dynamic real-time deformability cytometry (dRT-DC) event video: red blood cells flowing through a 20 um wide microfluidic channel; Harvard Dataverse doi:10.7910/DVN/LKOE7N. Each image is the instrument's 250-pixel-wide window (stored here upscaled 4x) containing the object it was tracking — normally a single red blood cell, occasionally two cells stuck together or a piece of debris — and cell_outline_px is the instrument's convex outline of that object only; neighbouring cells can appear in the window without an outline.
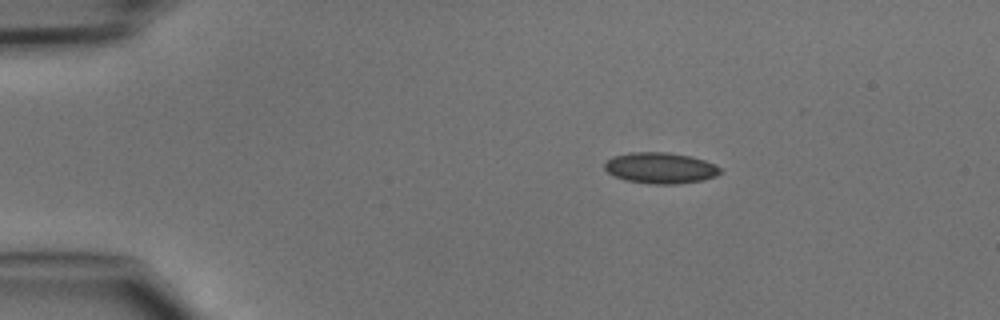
{"species": "common noctule bat (a hibernating species)", "species_latin": "Nyctalus noctula", "temperature_condition": "cold", "stored_images_in_passage": 40, "camera_frame_rate_fps": 3000, "um_per_image_px": 0.085, "animal": {"sex": "male", "body_mass_g": 15.6}, "frame": {"image": 1, "passage_image": 1, "time_ms": 0.0, "image_size_px": [1000, 320], "cell_outline_px": [[720, 172], [716, 176], [704, 180], [676, 184], [652, 184], [624, 180], [608, 172], [604, 168], [604, 164], [612, 156], [632, 152], [668, 152], [692, 156], [704, 160], [720, 168]], "centroid_in_image_um": [56.12, 14.28], "position_along_channel_um": 28.9, "area_um2": 20.87}}
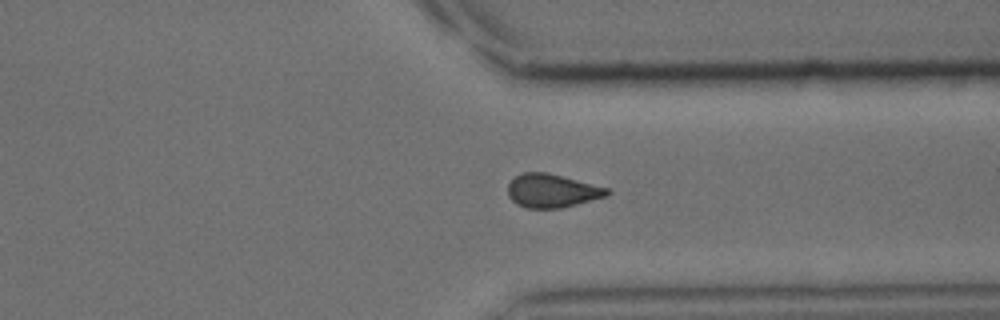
{"frame": {"image": 2, "passage_image": 29, "time_ms": 9.333, "image_size_px": [1000, 320], "cell_outline_px": [[612, 192], [608, 196], [560, 208], [528, 208], [516, 204], [508, 196], [508, 184], [516, 176], [524, 172], [548, 172], [608, 188]], "centroid_in_image_um": [46.93, 16.21], "position_along_channel_um": 364.5, "area_um2": 19.36}}
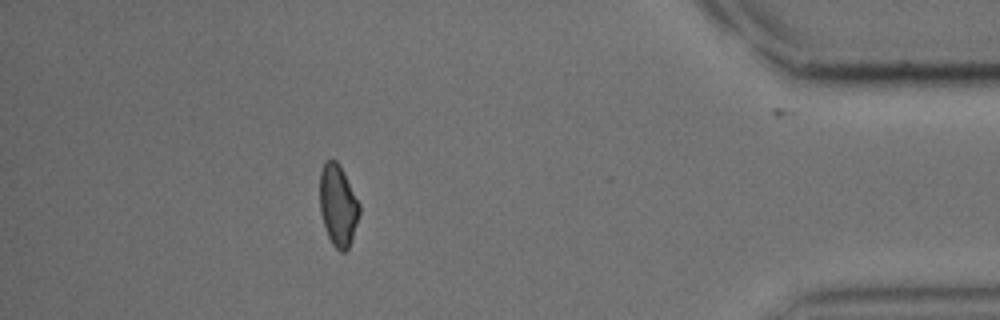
{"frame": {"image": 3, "passage_image": 35, "time_ms": 11.333, "image_size_px": [1000, 320], "cell_outline_px": [[360, 212], [352, 240], [348, 248], [344, 252], [340, 252], [332, 244], [328, 236], [320, 212], [320, 172], [324, 164], [328, 160], [336, 160], [340, 164], [360, 204]], "centroid_in_image_um": [28.74, 17.46], "position_along_channel_um": 406.5, "area_um2": 18.79}}